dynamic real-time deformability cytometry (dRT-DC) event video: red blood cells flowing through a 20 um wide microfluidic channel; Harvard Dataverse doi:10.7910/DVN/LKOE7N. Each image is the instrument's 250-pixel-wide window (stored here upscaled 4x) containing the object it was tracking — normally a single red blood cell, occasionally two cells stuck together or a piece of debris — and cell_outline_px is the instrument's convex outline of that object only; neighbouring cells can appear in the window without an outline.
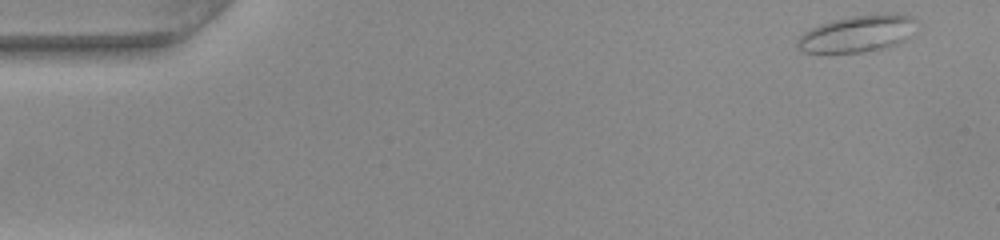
{"species": "common noctule bat (a hibernating species)", "species_latin": "Nyctalus noctula", "temperature_condition": "warm", "stored_images_in_passage": 49, "camera_frame_rate_fps": 3000, "um_per_image_px": 0.085, "animal": {"sex": "female", "body_mass_g": 22.0, "forearm_length_mm": 56.7}, "frame": {"image": 1, "passage_image": 1, "time_ms": 0.0, "image_size_px": [1000, 240], "cell_outline_px": [[916, 32], [900, 44], [876, 52], [804, 52], [796, 48], [796, 40], [804, 32], [820, 24], [832, 20], [856, 16], [896, 12], [912, 16], [916, 20]], "centroid_in_image_um": [72.98, 2.87], "position_along_channel_um": 12.0, "area_um2": 26.13}}
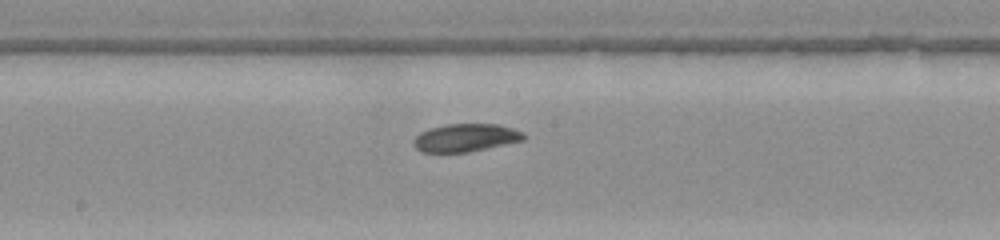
{"frame": {"image": 2, "passage_image": 25, "time_ms": 8.0, "image_size_px": [1000, 240], "cell_outline_px": [[524, 140], [468, 152], [420, 152], [412, 144], [412, 140], [420, 132], [428, 128], [448, 124], [500, 124], [524, 132]], "centroid_in_image_um": [39.54, 11.7], "position_along_channel_um": 208.7, "area_um2": 17.98}}
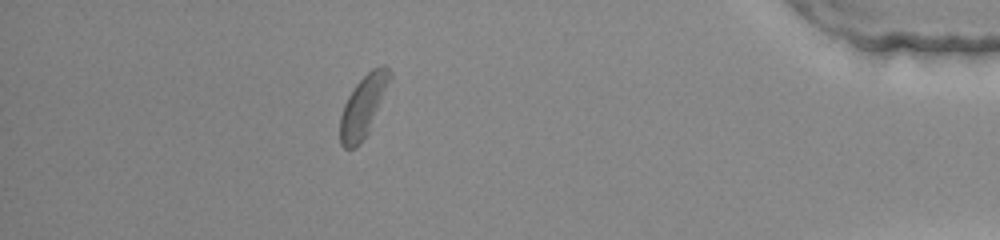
{"frame": {"image": 3, "passage_image": 43, "time_ms": 14.0, "image_size_px": [1000, 240], "cell_outline_px": [[392, 76], [368, 132], [360, 144], [352, 148], [344, 148], [340, 144], [340, 116], [344, 104], [348, 96], [356, 84], [372, 68], [380, 64], [384, 64], [392, 72]], "centroid_in_image_um": [30.87, 9.0], "position_along_channel_um": 404.3, "area_um2": 17.57}, "authors_computed_cell_mechanics": {"area_um2": 18.6116, "velocity_mm_per_s": 4.0333, "shape_relaxation_time_tau1_ms": 3.2629, "shape_relaxation_time_tau2_ms": 3.5406, "deformation_change_tau1": 0.1009, "deformation_change_tau2": 0.0716}}